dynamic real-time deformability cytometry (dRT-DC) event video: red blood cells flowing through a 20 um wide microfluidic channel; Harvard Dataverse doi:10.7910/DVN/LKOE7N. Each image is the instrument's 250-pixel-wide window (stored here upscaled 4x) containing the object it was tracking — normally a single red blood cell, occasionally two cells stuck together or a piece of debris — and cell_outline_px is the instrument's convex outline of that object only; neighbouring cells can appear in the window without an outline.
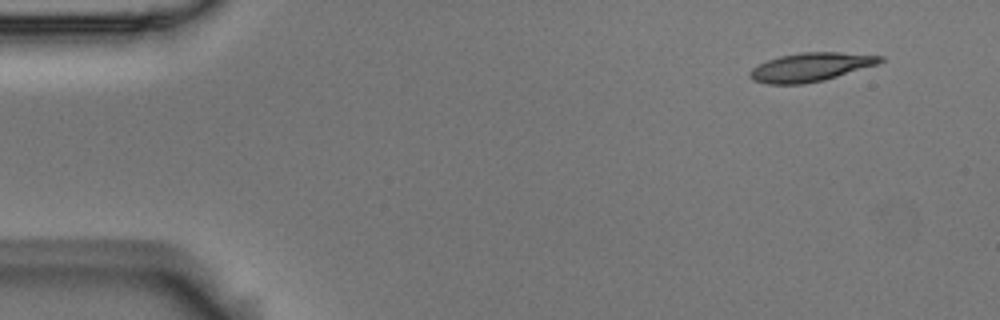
{"species": "Egyptian fruit bat (a non-hibernating species)", "species_latin": "Rousettus aegyptiacus", "temperature_condition": "room temperature", "stored_images_in_passage": 4, "camera_frame_rate_fps": 3000, "um_per_image_px": 0.085, "animal": {"sex": "male"}, "frame": {"image": 1, "passage_image": 1, "time_ms": 0.0, "image_size_px": [1000, 320], "cell_outline_px": [[884, 60], [876, 64], [824, 80], [804, 84], [768, 84], [752, 80], [748, 76], [748, 72], [752, 68], [768, 60], [780, 56], [800, 52], [840, 52], [884, 56]], "centroid_in_image_um": [68.86, 5.7], "position_along_channel_um": 16.1, "area_um2": 21.62}}
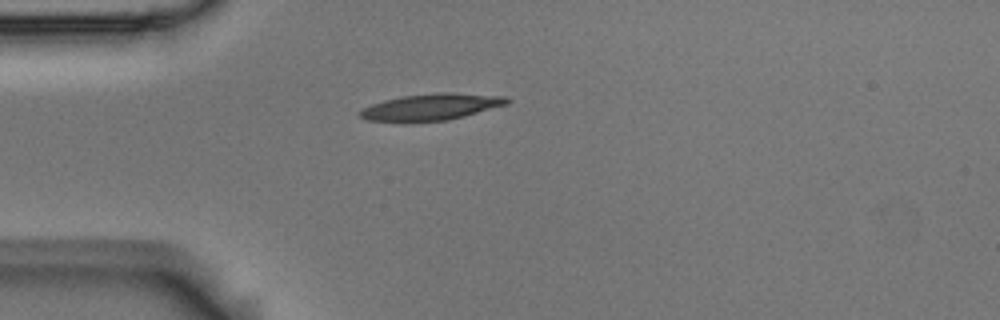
{"frame": {"image": 2, "passage_image": 4, "time_ms": 1.0, "image_size_px": [1000, 320], "cell_outline_px": [[512, 100], [508, 104], [464, 116], [448, 120], [404, 124], [368, 120], [360, 116], [360, 112], [364, 108], [372, 104], [384, 100], [404, 96], [436, 92], [452, 92], [508, 96]], "centroid_in_image_um": [36.67, 9.11], "position_along_channel_um": 48.3, "area_um2": 23.35}}